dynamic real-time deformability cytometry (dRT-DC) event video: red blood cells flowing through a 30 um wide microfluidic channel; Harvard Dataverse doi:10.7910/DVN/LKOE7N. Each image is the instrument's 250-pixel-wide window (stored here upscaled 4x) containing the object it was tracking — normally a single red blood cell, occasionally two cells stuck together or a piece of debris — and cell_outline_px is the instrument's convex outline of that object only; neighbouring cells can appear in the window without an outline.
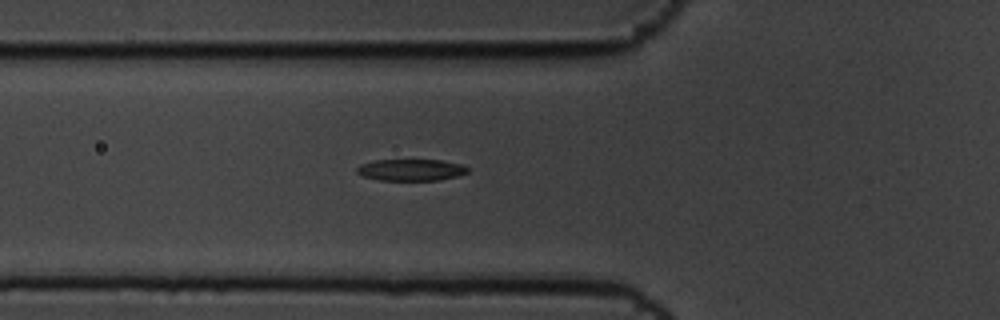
{"species": "common noctule bat (a hibernating species)", "species_latin": "Nyctalus noctula", "temperature_condition": "cold", "stored_images_in_passage": 7, "segment_of_instrument_passage": [1, 2], "camera_frame_rate_fps": 3000, "um_per_image_px": 0.085, "animal": {"sex": "male", "body_mass_g": 19.5, "forearm_length_mm": 54.6}, "frame": {"image": 1, "passage_image": 6, "time_ms": 1.667, "image_size_px": [1000, 320], "cell_outline_px": [[468, 172], [456, 176], [440, 180], [380, 180], [364, 176], [356, 172], [356, 168], [360, 164], [376, 160], [440, 160], [460, 164], [468, 168]], "centroid_in_image_um": [34.91, 14.44], "position_along_channel_um": 90.9, "area_um2": 13.81}}